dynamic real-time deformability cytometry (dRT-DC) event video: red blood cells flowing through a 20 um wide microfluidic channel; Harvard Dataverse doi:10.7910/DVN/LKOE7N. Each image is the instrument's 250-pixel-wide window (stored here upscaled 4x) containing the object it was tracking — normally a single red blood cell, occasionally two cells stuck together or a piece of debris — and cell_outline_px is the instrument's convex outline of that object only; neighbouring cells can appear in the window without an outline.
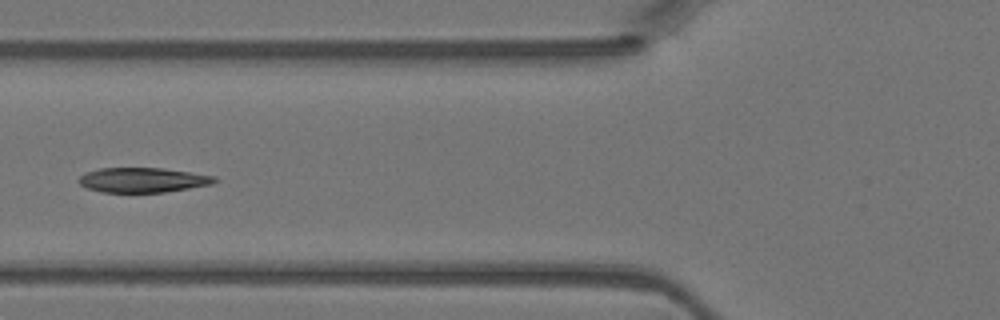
{"species": "Egyptian fruit bat (a non-hibernating species)", "species_latin": "Rousettus aegyptiacus", "temperature_condition": "warm", "stored_images_in_passage": 41, "camera_frame_rate_fps": 3000, "um_per_image_px": 0.085, "animal": {"sex": "female"}, "frame": {"image": 1, "passage_image": 12, "time_ms": 3.667, "image_size_px": [1000, 320], "cell_outline_px": [[216, 180], [212, 184], [164, 192], [104, 192], [88, 188], [80, 184], [76, 180], [84, 172], [100, 168], [164, 168], [216, 176]], "centroid_in_image_um": [12.1, 15.29], "position_along_channel_um": 113.7, "area_um2": 19.54}}
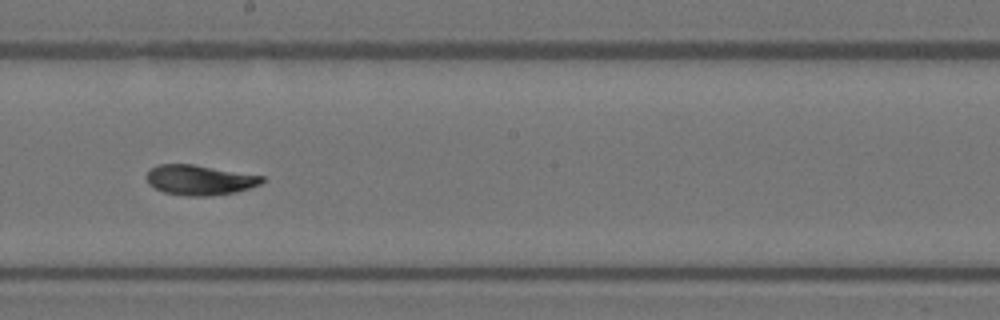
{"frame": {"image": 2, "passage_image": 20, "time_ms": 6.333, "image_size_px": [1000, 320], "cell_outline_px": [[264, 180], [260, 184], [236, 192], [208, 196], [188, 196], [164, 192], [148, 184], [144, 176], [152, 168], [160, 164], [192, 164], [264, 176]], "centroid_in_image_um": [16.95, 15.3], "position_along_channel_um": 231.3, "area_um2": 20.11}}
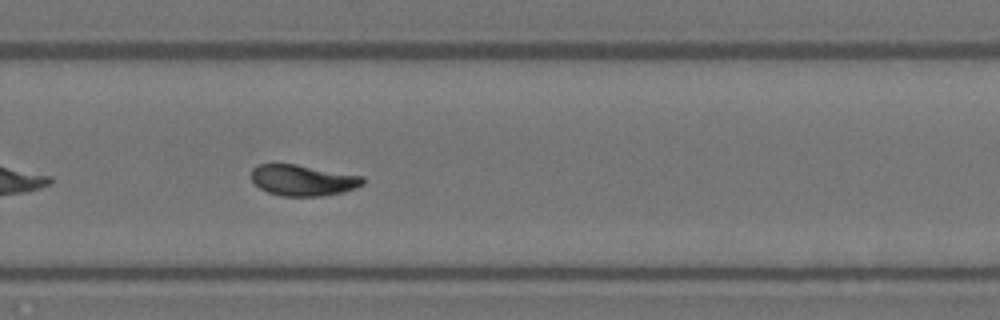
{"frame": {"image": 3, "passage_image": 25, "time_ms": 8.0, "image_size_px": [1000, 320], "cell_outline_px": [[364, 184], [344, 192], [320, 196], [280, 196], [268, 192], [260, 188], [252, 180], [252, 168], [256, 164], [296, 164], [364, 176]], "centroid_in_image_um": [25.75, 15.32], "position_along_channel_um": 304.0, "area_um2": 20.17}}